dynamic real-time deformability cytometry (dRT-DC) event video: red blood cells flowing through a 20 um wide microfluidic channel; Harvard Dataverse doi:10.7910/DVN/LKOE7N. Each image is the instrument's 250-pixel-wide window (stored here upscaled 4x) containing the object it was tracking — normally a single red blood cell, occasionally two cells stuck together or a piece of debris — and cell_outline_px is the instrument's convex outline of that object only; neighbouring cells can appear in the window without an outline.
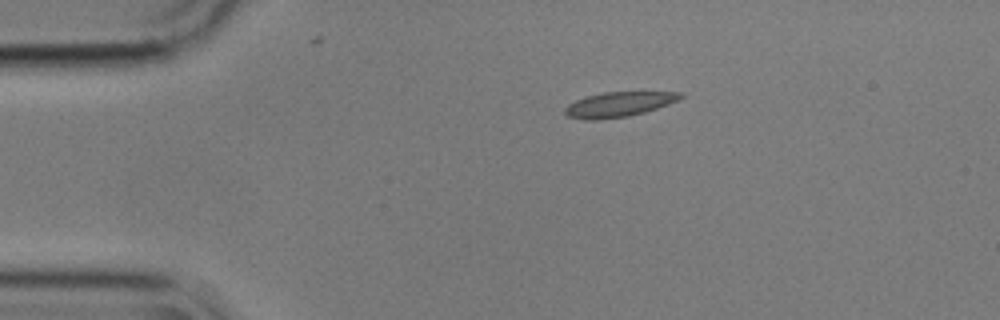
{"species": "common noctule bat (a hibernating species)", "species_latin": "Nyctalus noctula", "temperature_condition": "cold", "stored_images_in_passage": 46, "camera_frame_rate_fps": 3000, "um_per_image_px": 0.085, "animal": {"sex": "male", "body_mass_g": 17.9}, "frame": {"image": 1, "passage_image": 1, "time_ms": 0.0, "image_size_px": [1000, 320], "cell_outline_px": [[684, 96], [668, 104], [644, 112], [628, 116], [596, 120], [584, 120], [568, 116], [564, 112], [564, 108], [568, 104], [576, 100], [588, 96], [604, 92], [680, 92]], "centroid_in_image_um": [52.55, 8.88], "position_along_channel_um": 32.4, "area_um2": 16.53}}
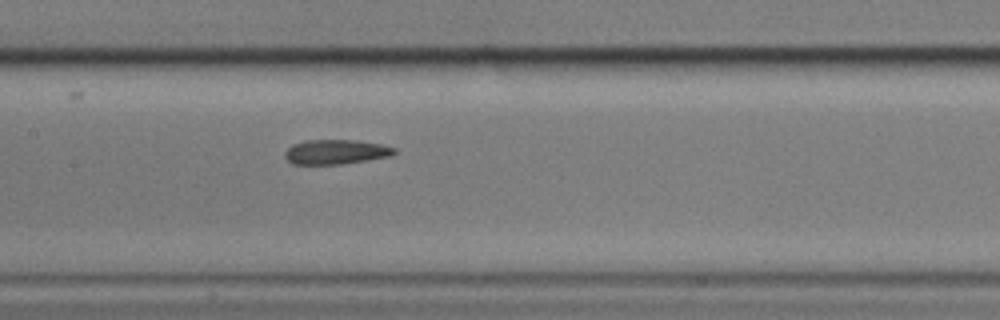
{"frame": {"image": 2, "passage_image": 17, "time_ms": 5.333, "image_size_px": [1000, 320], "cell_outline_px": [[396, 152], [392, 156], [340, 164], [292, 164], [284, 156], [284, 152], [292, 144], [304, 140], [356, 140], [380, 144], [396, 148]], "centroid_in_image_um": [28.53, 12.9], "position_along_channel_um": 178.9, "area_um2": 15.72}}
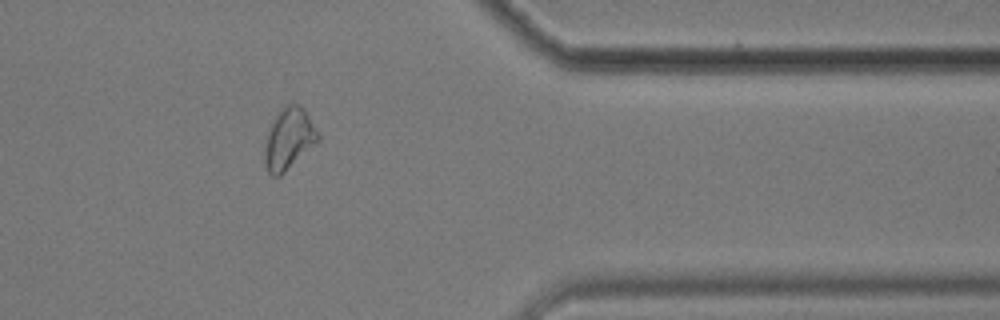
{"frame": {"image": 3, "passage_image": 36, "time_ms": 11.667, "image_size_px": [1000, 320], "cell_outline_px": [[320, 140], [280, 176], [272, 176], [268, 172], [264, 160], [264, 152], [268, 132], [272, 120], [276, 112], [280, 108], [288, 104], [296, 104], [304, 108], [320, 136]], "centroid_in_image_um": [24.54, 11.79], "position_along_channel_um": 386.9, "area_um2": 19.02}, "authors_computed_cell_mechanics": {"area_um2": 16.5886, "velocity_mm_per_s": 3.5547, "shape_relaxation_time_tau1_ms": 4.3901, "shape_relaxation_time_tau2_ms": 1.8681, "deformation_change_tau1": 0.1418, "deformation_change_tau2": 0.1007}}